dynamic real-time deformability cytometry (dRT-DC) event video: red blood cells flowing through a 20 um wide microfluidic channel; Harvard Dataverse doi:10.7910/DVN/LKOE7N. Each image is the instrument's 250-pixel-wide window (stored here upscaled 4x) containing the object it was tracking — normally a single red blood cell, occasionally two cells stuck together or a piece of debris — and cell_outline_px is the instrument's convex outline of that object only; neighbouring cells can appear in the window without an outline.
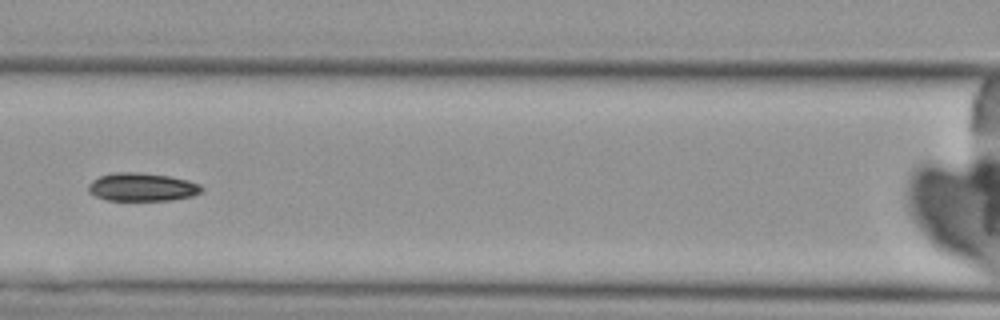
{"species": "Egyptian fruit bat (a non-hibernating species)", "species_latin": "Rousettus aegyptiacus", "temperature_condition": "cold", "stored_images_in_passage": 7, "camera_frame_rate_fps": 3000, "um_per_image_px": 0.085, "animal": {"sex": "female"}, "frame": {"image": 1, "passage_image": 7, "time_ms": 7.0, "image_size_px": [1000, 320], "cell_outline_px": [[204, 188], [200, 192], [192, 196], [168, 200], [108, 200], [96, 196], [88, 192], [88, 184], [92, 180], [100, 176], [112, 172], [136, 172], [168, 176], [188, 180], [200, 184]], "centroid_in_image_um": [12.05, 15.89], "position_along_channel_um": 154.5, "area_um2": 18.55}}